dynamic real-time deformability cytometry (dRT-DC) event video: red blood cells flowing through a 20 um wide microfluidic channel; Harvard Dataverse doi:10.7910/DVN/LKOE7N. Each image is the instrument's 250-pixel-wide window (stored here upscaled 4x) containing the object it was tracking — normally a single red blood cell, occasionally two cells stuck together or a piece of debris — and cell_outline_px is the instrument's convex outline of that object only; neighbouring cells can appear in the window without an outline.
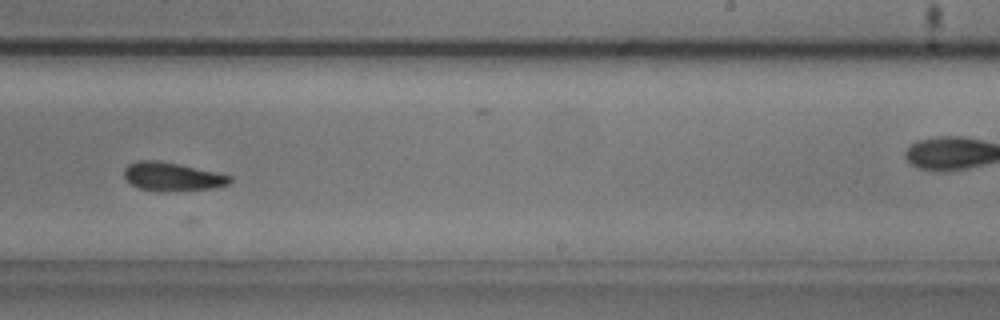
{"species": "common noctule bat (a hibernating species)", "species_latin": "Nyctalus noctula", "temperature_condition": "cold", "stored_images_in_passage": 11, "camera_frame_rate_fps": 3000, "um_per_image_px": 0.085, "animal": {"sex": "male", "body_mass_g": 20.5, "forearm_length_mm": 52.5}, "frame": {"image": 1, "passage_image": 10, "time_ms": 3.0, "image_size_px": [1000, 320], "cell_outline_px": [[232, 180], [228, 184], [212, 188], [164, 192], [160, 192], [140, 188], [132, 184], [124, 176], [124, 168], [128, 164], [136, 160], [160, 160], [220, 172], [232, 176]], "centroid_in_image_um": [14.65, 15.0], "position_along_channel_um": 274.3, "area_um2": 17.86}}